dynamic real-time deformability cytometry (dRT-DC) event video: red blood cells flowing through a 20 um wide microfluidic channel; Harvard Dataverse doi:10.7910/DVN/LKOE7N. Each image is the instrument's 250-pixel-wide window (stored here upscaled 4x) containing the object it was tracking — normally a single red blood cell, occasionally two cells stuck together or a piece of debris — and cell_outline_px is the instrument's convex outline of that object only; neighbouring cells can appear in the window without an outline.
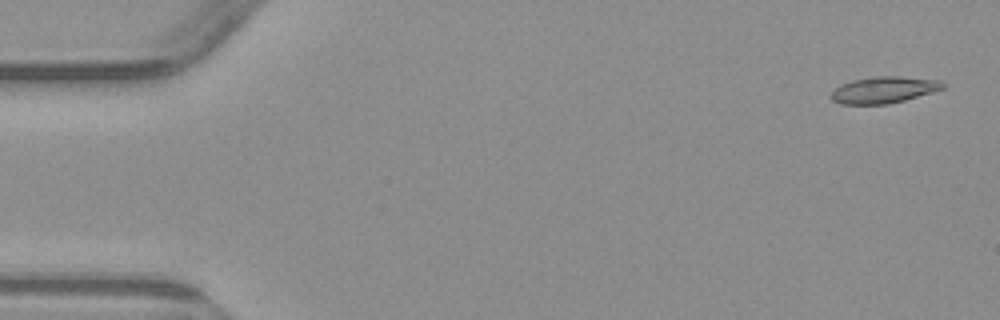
{"species": "common noctule bat (a hibernating species)", "species_latin": "Nyctalus noctula", "temperature_condition": "warm", "stored_images_in_passage": 5, "camera_frame_rate_fps": 3000, "um_per_image_px": 0.085, "animal": {"sex": "male", "body_mass_g": 23.1, "forearm_length_mm": 52.7}, "frame": {"image": 1, "passage_image": 1, "time_ms": 0.0, "image_size_px": [1000, 320], "cell_outline_px": [[944, 88], [904, 100], [888, 104], [840, 104], [832, 100], [828, 96], [840, 84], [852, 80], [868, 76], [900, 76], [944, 80]], "centroid_in_image_um": [75.09, 7.62], "position_along_channel_um": 9.9, "area_um2": 17.46}}
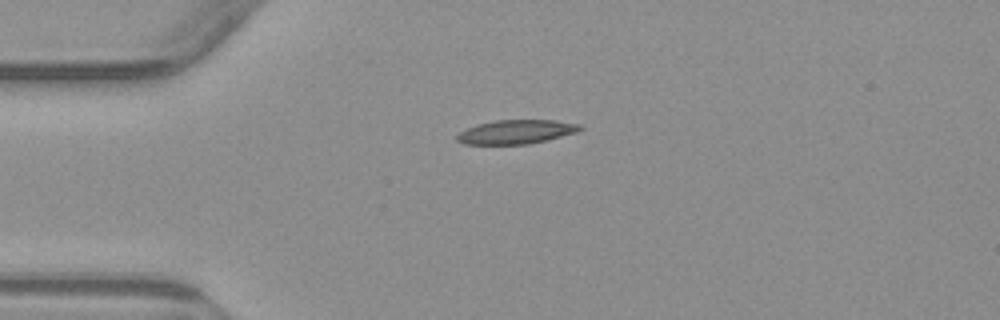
{"frame": {"image": 2, "passage_image": 4, "time_ms": 3.667, "image_size_px": [1000, 320], "cell_outline_px": [[584, 128], [576, 132], [528, 144], [464, 144], [456, 140], [456, 136], [460, 132], [476, 124], [496, 120], [556, 120], [580, 124]], "centroid_in_image_um": [43.86, 11.2], "position_along_channel_um": 41.1, "area_um2": 17.05}}